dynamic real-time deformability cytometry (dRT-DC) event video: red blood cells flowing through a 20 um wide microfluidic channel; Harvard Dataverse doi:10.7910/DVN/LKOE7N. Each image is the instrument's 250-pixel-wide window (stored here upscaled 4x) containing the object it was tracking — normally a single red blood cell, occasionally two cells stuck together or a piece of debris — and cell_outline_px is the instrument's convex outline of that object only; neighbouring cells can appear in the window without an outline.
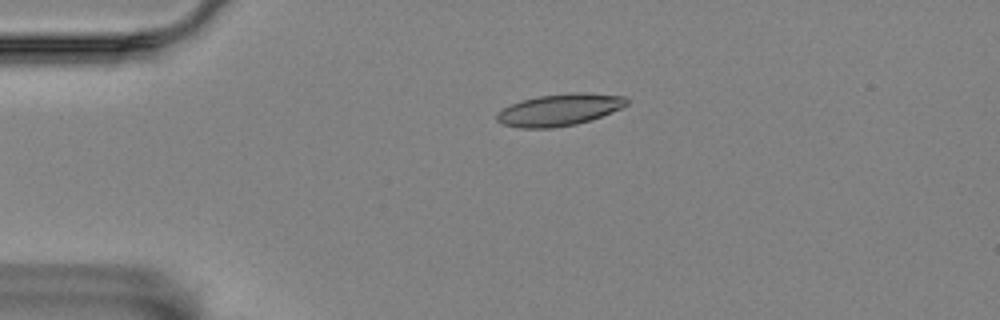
{"species": "Egyptian fruit bat (a non-hibernating species)", "species_latin": "Rousettus aegyptiacus", "temperature_condition": "room temperature", "stored_images_in_passage": 6, "camera_frame_rate_fps": 3000, "um_per_image_px": 0.085, "animal": {"sex": "female"}, "frame": {"image": 1, "passage_image": 6, "time_ms": 1.667, "image_size_px": [1000, 320], "cell_outline_px": [[628, 104], [612, 112], [576, 124], [552, 128], [520, 128], [504, 124], [496, 120], [496, 112], [520, 100], [540, 96], [568, 92], [584, 92], [624, 96], [628, 100]], "centroid_in_image_um": [47.54, 9.32], "position_along_channel_um": 37.5, "area_um2": 24.04}}